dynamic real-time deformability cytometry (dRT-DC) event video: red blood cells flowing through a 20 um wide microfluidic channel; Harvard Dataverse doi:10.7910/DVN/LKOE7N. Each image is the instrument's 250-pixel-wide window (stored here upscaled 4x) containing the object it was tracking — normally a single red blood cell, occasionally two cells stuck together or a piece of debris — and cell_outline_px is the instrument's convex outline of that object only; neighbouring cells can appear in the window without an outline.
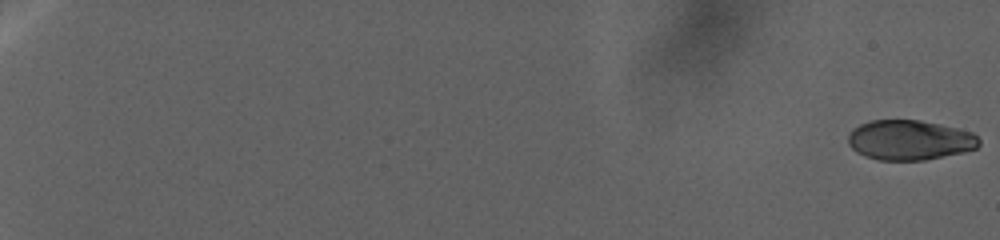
{"species": "human", "species_latin": "Homo sapiens", "temperature_condition": "warm", "stored_images_in_passage": 138, "camera_frame_rate_fps": 3000, "um_per_image_px": 0.085, "donor": {"sex": "female"}, "frame": {"image": 1, "passage_image": 1, "time_ms": 0.0, "image_size_px": [1000, 240], "cell_outline_px": [[980, 144], [976, 148], [964, 152], [924, 160], [880, 160], [864, 156], [856, 152], [848, 144], [848, 132], [852, 128], [860, 124], [872, 120], [920, 120], [940, 124], [972, 132], [980, 140]], "centroid_in_image_um": [77.29, 11.9], "position_along_channel_um": 7.7, "area_um2": 30.58}}
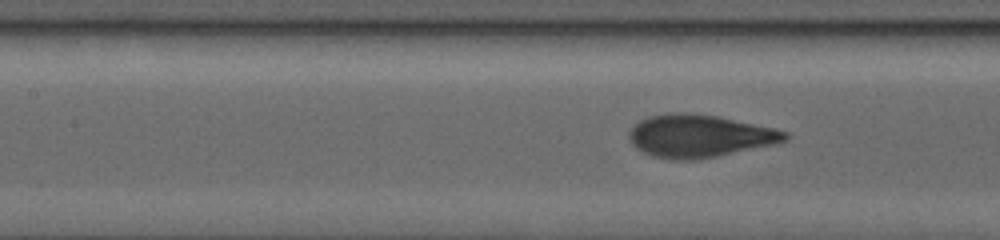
{"frame": {"image": 2, "passage_image": 78, "time_ms": 36.0, "image_size_px": [1000, 240], "cell_outline_px": [[788, 140], [776, 144], [700, 160], [672, 160], [652, 156], [636, 148], [632, 144], [628, 136], [628, 132], [632, 124], [648, 116], [668, 112], [684, 112], [716, 116], [776, 128], [788, 132]], "centroid_in_image_um": [59.44, 11.56], "position_along_channel_um": 148.0, "area_um2": 39.3}}
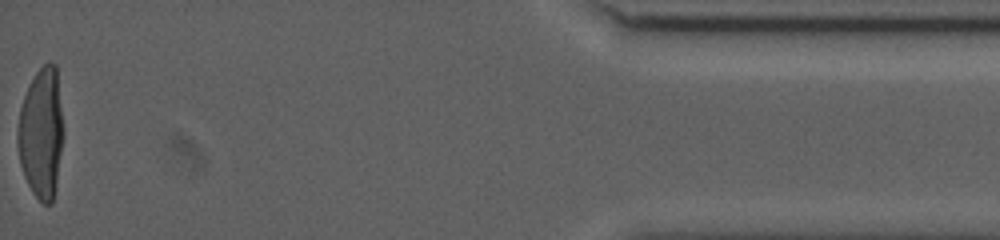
{"frame": {"image": 3, "passage_image": 138, "time_ms": 65.667, "image_size_px": [1000, 240], "cell_outline_px": [[64, 136], [56, 188], [52, 204], [44, 204], [32, 192], [24, 176], [20, 164], [16, 140], [16, 132], [20, 108], [24, 96], [36, 72], [44, 64], [56, 64], [64, 128]], "centroid_in_image_um": [3.52, 11.35], "position_along_channel_um": 431.7, "area_um2": 35.2}}